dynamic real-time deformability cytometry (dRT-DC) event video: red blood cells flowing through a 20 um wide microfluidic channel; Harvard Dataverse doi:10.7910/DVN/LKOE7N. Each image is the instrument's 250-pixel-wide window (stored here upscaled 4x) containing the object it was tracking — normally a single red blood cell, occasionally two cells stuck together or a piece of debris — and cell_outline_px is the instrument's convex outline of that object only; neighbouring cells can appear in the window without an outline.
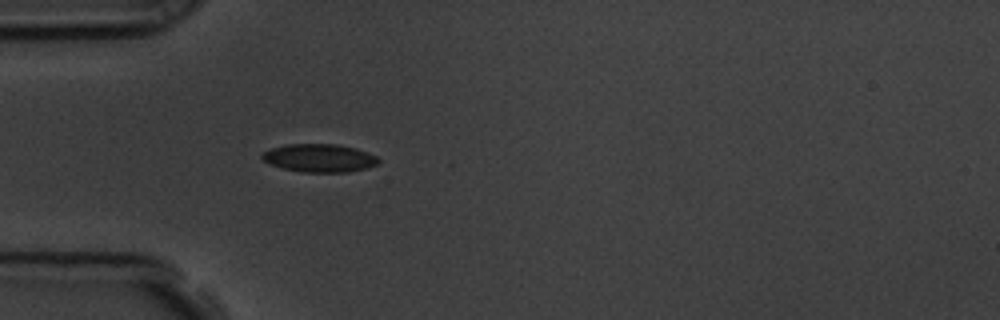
{"species": "common noctule bat (a hibernating species)", "species_latin": "Nyctalus noctula", "temperature_condition": "room temperature", "stored_images_in_passage": 6, "camera_frame_rate_fps": 3000, "um_per_image_px": 0.085, "animal": {"sex": "male", "body_mass_g": 19.5, "forearm_length_mm": 54.6}, "frame": {"image": 1, "passage_image": 1, "time_ms": 0.0, "image_size_px": [1000, 320], "cell_outline_px": [[380, 160], [376, 164], [364, 168], [348, 172], [304, 172], [284, 168], [272, 164], [264, 160], [260, 156], [264, 152], [272, 148], [288, 144], [336, 144], [356, 148], [368, 152], [376, 156]], "centroid_in_image_um": [27.17, 13.42], "position_along_channel_um": 57.8, "area_um2": 18.79}}